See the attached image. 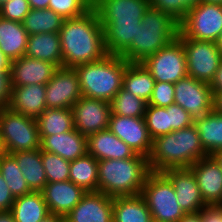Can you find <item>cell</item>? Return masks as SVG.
Returning <instances> with one entry per match:
<instances>
[{"label": "cell", "instance_id": "cell-1", "mask_svg": "<svg viewBox=\"0 0 222 222\" xmlns=\"http://www.w3.org/2000/svg\"><path fill=\"white\" fill-rule=\"evenodd\" d=\"M149 6L150 0H95L107 54L121 55L131 45Z\"/></svg>", "mask_w": 222, "mask_h": 222}, {"label": "cell", "instance_id": "cell-2", "mask_svg": "<svg viewBox=\"0 0 222 222\" xmlns=\"http://www.w3.org/2000/svg\"><path fill=\"white\" fill-rule=\"evenodd\" d=\"M59 36L63 67L75 68L107 55L104 30L93 8L80 17L65 19Z\"/></svg>", "mask_w": 222, "mask_h": 222}, {"label": "cell", "instance_id": "cell-3", "mask_svg": "<svg viewBox=\"0 0 222 222\" xmlns=\"http://www.w3.org/2000/svg\"><path fill=\"white\" fill-rule=\"evenodd\" d=\"M206 156L198 129L192 124L153 139L147 158L152 172H163L171 168H189Z\"/></svg>", "mask_w": 222, "mask_h": 222}, {"label": "cell", "instance_id": "cell-4", "mask_svg": "<svg viewBox=\"0 0 222 222\" xmlns=\"http://www.w3.org/2000/svg\"><path fill=\"white\" fill-rule=\"evenodd\" d=\"M151 172L148 158L140 154L128 159L99 160L98 191L111 197L140 195Z\"/></svg>", "mask_w": 222, "mask_h": 222}, {"label": "cell", "instance_id": "cell-5", "mask_svg": "<svg viewBox=\"0 0 222 222\" xmlns=\"http://www.w3.org/2000/svg\"><path fill=\"white\" fill-rule=\"evenodd\" d=\"M179 23L167 13L149 6L138 25L136 39L120 55L128 62H142L178 37Z\"/></svg>", "mask_w": 222, "mask_h": 222}, {"label": "cell", "instance_id": "cell-6", "mask_svg": "<svg viewBox=\"0 0 222 222\" xmlns=\"http://www.w3.org/2000/svg\"><path fill=\"white\" fill-rule=\"evenodd\" d=\"M127 65L122 56L107 54L100 60L76 66L82 96L110 103L122 88Z\"/></svg>", "mask_w": 222, "mask_h": 222}, {"label": "cell", "instance_id": "cell-7", "mask_svg": "<svg viewBox=\"0 0 222 222\" xmlns=\"http://www.w3.org/2000/svg\"><path fill=\"white\" fill-rule=\"evenodd\" d=\"M0 140L7 154L41 148L37 120L8 107L0 109Z\"/></svg>", "mask_w": 222, "mask_h": 222}, {"label": "cell", "instance_id": "cell-8", "mask_svg": "<svg viewBox=\"0 0 222 222\" xmlns=\"http://www.w3.org/2000/svg\"><path fill=\"white\" fill-rule=\"evenodd\" d=\"M141 195L157 222H178L185 212L177 203L175 189L162 172H151L146 178Z\"/></svg>", "mask_w": 222, "mask_h": 222}, {"label": "cell", "instance_id": "cell-9", "mask_svg": "<svg viewBox=\"0 0 222 222\" xmlns=\"http://www.w3.org/2000/svg\"><path fill=\"white\" fill-rule=\"evenodd\" d=\"M177 38L185 50L188 76L210 84L222 60L216 42L187 38L180 32Z\"/></svg>", "mask_w": 222, "mask_h": 222}, {"label": "cell", "instance_id": "cell-10", "mask_svg": "<svg viewBox=\"0 0 222 222\" xmlns=\"http://www.w3.org/2000/svg\"><path fill=\"white\" fill-rule=\"evenodd\" d=\"M222 31V5L201 2L188 11L179 23V32L187 38L216 42Z\"/></svg>", "mask_w": 222, "mask_h": 222}, {"label": "cell", "instance_id": "cell-11", "mask_svg": "<svg viewBox=\"0 0 222 222\" xmlns=\"http://www.w3.org/2000/svg\"><path fill=\"white\" fill-rule=\"evenodd\" d=\"M141 63L156 82L177 83L188 76L185 50L178 38Z\"/></svg>", "mask_w": 222, "mask_h": 222}, {"label": "cell", "instance_id": "cell-12", "mask_svg": "<svg viewBox=\"0 0 222 222\" xmlns=\"http://www.w3.org/2000/svg\"><path fill=\"white\" fill-rule=\"evenodd\" d=\"M175 104L195 121L213 110V94L208 83L186 76L174 83Z\"/></svg>", "mask_w": 222, "mask_h": 222}, {"label": "cell", "instance_id": "cell-13", "mask_svg": "<svg viewBox=\"0 0 222 222\" xmlns=\"http://www.w3.org/2000/svg\"><path fill=\"white\" fill-rule=\"evenodd\" d=\"M46 107L51 109L68 108L82 97L80 84L74 68L60 67L53 72L45 85Z\"/></svg>", "mask_w": 222, "mask_h": 222}, {"label": "cell", "instance_id": "cell-14", "mask_svg": "<svg viewBox=\"0 0 222 222\" xmlns=\"http://www.w3.org/2000/svg\"><path fill=\"white\" fill-rule=\"evenodd\" d=\"M74 127L88 137L108 129L111 106L109 102L82 96L71 108Z\"/></svg>", "mask_w": 222, "mask_h": 222}, {"label": "cell", "instance_id": "cell-15", "mask_svg": "<svg viewBox=\"0 0 222 222\" xmlns=\"http://www.w3.org/2000/svg\"><path fill=\"white\" fill-rule=\"evenodd\" d=\"M108 129L124 141L136 154L148 157L152 141L144 118L110 115Z\"/></svg>", "mask_w": 222, "mask_h": 222}, {"label": "cell", "instance_id": "cell-16", "mask_svg": "<svg viewBox=\"0 0 222 222\" xmlns=\"http://www.w3.org/2000/svg\"><path fill=\"white\" fill-rule=\"evenodd\" d=\"M64 220L65 222H113V197L100 191H88Z\"/></svg>", "mask_w": 222, "mask_h": 222}, {"label": "cell", "instance_id": "cell-17", "mask_svg": "<svg viewBox=\"0 0 222 222\" xmlns=\"http://www.w3.org/2000/svg\"><path fill=\"white\" fill-rule=\"evenodd\" d=\"M162 173L172 183L177 196V203L185 214L197 213L206 206L190 168H171Z\"/></svg>", "mask_w": 222, "mask_h": 222}, {"label": "cell", "instance_id": "cell-18", "mask_svg": "<svg viewBox=\"0 0 222 222\" xmlns=\"http://www.w3.org/2000/svg\"><path fill=\"white\" fill-rule=\"evenodd\" d=\"M197 181L206 205H222V169L212 155L199 159L189 167Z\"/></svg>", "mask_w": 222, "mask_h": 222}, {"label": "cell", "instance_id": "cell-19", "mask_svg": "<svg viewBox=\"0 0 222 222\" xmlns=\"http://www.w3.org/2000/svg\"><path fill=\"white\" fill-rule=\"evenodd\" d=\"M56 69L57 67L50 62L22 56L10 63L11 86L46 85Z\"/></svg>", "mask_w": 222, "mask_h": 222}, {"label": "cell", "instance_id": "cell-20", "mask_svg": "<svg viewBox=\"0 0 222 222\" xmlns=\"http://www.w3.org/2000/svg\"><path fill=\"white\" fill-rule=\"evenodd\" d=\"M49 212L65 217L82 199L86 191L71 182H47L41 191Z\"/></svg>", "mask_w": 222, "mask_h": 222}, {"label": "cell", "instance_id": "cell-21", "mask_svg": "<svg viewBox=\"0 0 222 222\" xmlns=\"http://www.w3.org/2000/svg\"><path fill=\"white\" fill-rule=\"evenodd\" d=\"M8 108L37 119L47 108L45 85L33 84L12 87Z\"/></svg>", "mask_w": 222, "mask_h": 222}, {"label": "cell", "instance_id": "cell-22", "mask_svg": "<svg viewBox=\"0 0 222 222\" xmlns=\"http://www.w3.org/2000/svg\"><path fill=\"white\" fill-rule=\"evenodd\" d=\"M87 153L96 160L128 159L136 153L109 129L96 132L87 137Z\"/></svg>", "mask_w": 222, "mask_h": 222}, {"label": "cell", "instance_id": "cell-23", "mask_svg": "<svg viewBox=\"0 0 222 222\" xmlns=\"http://www.w3.org/2000/svg\"><path fill=\"white\" fill-rule=\"evenodd\" d=\"M41 150L73 161L87 153V137L74 128L66 133L45 137L41 141Z\"/></svg>", "mask_w": 222, "mask_h": 222}, {"label": "cell", "instance_id": "cell-24", "mask_svg": "<svg viewBox=\"0 0 222 222\" xmlns=\"http://www.w3.org/2000/svg\"><path fill=\"white\" fill-rule=\"evenodd\" d=\"M25 56L63 67L59 32L29 35Z\"/></svg>", "mask_w": 222, "mask_h": 222}, {"label": "cell", "instance_id": "cell-25", "mask_svg": "<svg viewBox=\"0 0 222 222\" xmlns=\"http://www.w3.org/2000/svg\"><path fill=\"white\" fill-rule=\"evenodd\" d=\"M28 36L22 23L0 16V50L10 61L25 56Z\"/></svg>", "mask_w": 222, "mask_h": 222}, {"label": "cell", "instance_id": "cell-26", "mask_svg": "<svg viewBox=\"0 0 222 222\" xmlns=\"http://www.w3.org/2000/svg\"><path fill=\"white\" fill-rule=\"evenodd\" d=\"M31 191L41 192L47 183L46 173L41 160V148L11 154Z\"/></svg>", "mask_w": 222, "mask_h": 222}, {"label": "cell", "instance_id": "cell-27", "mask_svg": "<svg viewBox=\"0 0 222 222\" xmlns=\"http://www.w3.org/2000/svg\"><path fill=\"white\" fill-rule=\"evenodd\" d=\"M151 221V212L141 194L113 197V222Z\"/></svg>", "mask_w": 222, "mask_h": 222}, {"label": "cell", "instance_id": "cell-28", "mask_svg": "<svg viewBox=\"0 0 222 222\" xmlns=\"http://www.w3.org/2000/svg\"><path fill=\"white\" fill-rule=\"evenodd\" d=\"M155 82V79L141 62H128L123 76V89L148 103Z\"/></svg>", "mask_w": 222, "mask_h": 222}, {"label": "cell", "instance_id": "cell-29", "mask_svg": "<svg viewBox=\"0 0 222 222\" xmlns=\"http://www.w3.org/2000/svg\"><path fill=\"white\" fill-rule=\"evenodd\" d=\"M11 211L16 222H40L50 214L42 193L34 191L15 198Z\"/></svg>", "mask_w": 222, "mask_h": 222}, {"label": "cell", "instance_id": "cell-30", "mask_svg": "<svg viewBox=\"0 0 222 222\" xmlns=\"http://www.w3.org/2000/svg\"><path fill=\"white\" fill-rule=\"evenodd\" d=\"M36 120L41 141L47 136L66 133L75 128L72 109L68 108H46Z\"/></svg>", "mask_w": 222, "mask_h": 222}, {"label": "cell", "instance_id": "cell-31", "mask_svg": "<svg viewBox=\"0 0 222 222\" xmlns=\"http://www.w3.org/2000/svg\"><path fill=\"white\" fill-rule=\"evenodd\" d=\"M202 147L208 155L222 149V115L214 110L194 121Z\"/></svg>", "mask_w": 222, "mask_h": 222}, {"label": "cell", "instance_id": "cell-32", "mask_svg": "<svg viewBox=\"0 0 222 222\" xmlns=\"http://www.w3.org/2000/svg\"><path fill=\"white\" fill-rule=\"evenodd\" d=\"M69 180L86 192L98 191V160L86 153L71 161Z\"/></svg>", "mask_w": 222, "mask_h": 222}, {"label": "cell", "instance_id": "cell-33", "mask_svg": "<svg viewBox=\"0 0 222 222\" xmlns=\"http://www.w3.org/2000/svg\"><path fill=\"white\" fill-rule=\"evenodd\" d=\"M64 20L51 9H30L22 24L27 33L33 35L59 32Z\"/></svg>", "mask_w": 222, "mask_h": 222}, {"label": "cell", "instance_id": "cell-34", "mask_svg": "<svg viewBox=\"0 0 222 222\" xmlns=\"http://www.w3.org/2000/svg\"><path fill=\"white\" fill-rule=\"evenodd\" d=\"M0 174L3 176L14 198L31 193L15 158L11 154L0 156Z\"/></svg>", "mask_w": 222, "mask_h": 222}, {"label": "cell", "instance_id": "cell-35", "mask_svg": "<svg viewBox=\"0 0 222 222\" xmlns=\"http://www.w3.org/2000/svg\"><path fill=\"white\" fill-rule=\"evenodd\" d=\"M148 103L121 88L110 102L111 114L144 118Z\"/></svg>", "mask_w": 222, "mask_h": 222}, {"label": "cell", "instance_id": "cell-36", "mask_svg": "<svg viewBox=\"0 0 222 222\" xmlns=\"http://www.w3.org/2000/svg\"><path fill=\"white\" fill-rule=\"evenodd\" d=\"M41 160L46 173L47 182H64L69 180L71 161L61 156L41 150Z\"/></svg>", "mask_w": 222, "mask_h": 222}, {"label": "cell", "instance_id": "cell-37", "mask_svg": "<svg viewBox=\"0 0 222 222\" xmlns=\"http://www.w3.org/2000/svg\"><path fill=\"white\" fill-rule=\"evenodd\" d=\"M144 120L152 139L170 133V119L166 107L147 105Z\"/></svg>", "mask_w": 222, "mask_h": 222}, {"label": "cell", "instance_id": "cell-38", "mask_svg": "<svg viewBox=\"0 0 222 222\" xmlns=\"http://www.w3.org/2000/svg\"><path fill=\"white\" fill-rule=\"evenodd\" d=\"M201 2L202 0H150V6L167 13L180 23L188 11Z\"/></svg>", "mask_w": 222, "mask_h": 222}, {"label": "cell", "instance_id": "cell-39", "mask_svg": "<svg viewBox=\"0 0 222 222\" xmlns=\"http://www.w3.org/2000/svg\"><path fill=\"white\" fill-rule=\"evenodd\" d=\"M48 9L64 19L77 18L86 14L92 7L85 0H50Z\"/></svg>", "mask_w": 222, "mask_h": 222}, {"label": "cell", "instance_id": "cell-40", "mask_svg": "<svg viewBox=\"0 0 222 222\" xmlns=\"http://www.w3.org/2000/svg\"><path fill=\"white\" fill-rule=\"evenodd\" d=\"M174 96V83L155 82L153 93L148 105H154L157 107L170 106L175 104Z\"/></svg>", "mask_w": 222, "mask_h": 222}, {"label": "cell", "instance_id": "cell-41", "mask_svg": "<svg viewBox=\"0 0 222 222\" xmlns=\"http://www.w3.org/2000/svg\"><path fill=\"white\" fill-rule=\"evenodd\" d=\"M29 11L28 0H8L0 8V16L7 20L22 23Z\"/></svg>", "mask_w": 222, "mask_h": 222}, {"label": "cell", "instance_id": "cell-42", "mask_svg": "<svg viewBox=\"0 0 222 222\" xmlns=\"http://www.w3.org/2000/svg\"><path fill=\"white\" fill-rule=\"evenodd\" d=\"M166 108L170 119V133L194 124V120L190 117L189 113L180 105L172 104Z\"/></svg>", "mask_w": 222, "mask_h": 222}, {"label": "cell", "instance_id": "cell-43", "mask_svg": "<svg viewBox=\"0 0 222 222\" xmlns=\"http://www.w3.org/2000/svg\"><path fill=\"white\" fill-rule=\"evenodd\" d=\"M11 89L10 72H0V109L8 107Z\"/></svg>", "mask_w": 222, "mask_h": 222}, {"label": "cell", "instance_id": "cell-44", "mask_svg": "<svg viewBox=\"0 0 222 222\" xmlns=\"http://www.w3.org/2000/svg\"><path fill=\"white\" fill-rule=\"evenodd\" d=\"M199 212L201 222H222V205H206Z\"/></svg>", "mask_w": 222, "mask_h": 222}, {"label": "cell", "instance_id": "cell-45", "mask_svg": "<svg viewBox=\"0 0 222 222\" xmlns=\"http://www.w3.org/2000/svg\"><path fill=\"white\" fill-rule=\"evenodd\" d=\"M15 198L0 174V211L11 210Z\"/></svg>", "mask_w": 222, "mask_h": 222}, {"label": "cell", "instance_id": "cell-46", "mask_svg": "<svg viewBox=\"0 0 222 222\" xmlns=\"http://www.w3.org/2000/svg\"><path fill=\"white\" fill-rule=\"evenodd\" d=\"M210 88L212 94L222 92V60L214 75L213 80L210 82Z\"/></svg>", "mask_w": 222, "mask_h": 222}, {"label": "cell", "instance_id": "cell-47", "mask_svg": "<svg viewBox=\"0 0 222 222\" xmlns=\"http://www.w3.org/2000/svg\"><path fill=\"white\" fill-rule=\"evenodd\" d=\"M213 110L222 115V92L213 94Z\"/></svg>", "mask_w": 222, "mask_h": 222}, {"label": "cell", "instance_id": "cell-48", "mask_svg": "<svg viewBox=\"0 0 222 222\" xmlns=\"http://www.w3.org/2000/svg\"><path fill=\"white\" fill-rule=\"evenodd\" d=\"M50 0H28L30 9H48Z\"/></svg>", "mask_w": 222, "mask_h": 222}, {"label": "cell", "instance_id": "cell-49", "mask_svg": "<svg viewBox=\"0 0 222 222\" xmlns=\"http://www.w3.org/2000/svg\"><path fill=\"white\" fill-rule=\"evenodd\" d=\"M11 61L0 50V72H10Z\"/></svg>", "mask_w": 222, "mask_h": 222}, {"label": "cell", "instance_id": "cell-50", "mask_svg": "<svg viewBox=\"0 0 222 222\" xmlns=\"http://www.w3.org/2000/svg\"><path fill=\"white\" fill-rule=\"evenodd\" d=\"M178 222H201L200 212L185 214Z\"/></svg>", "mask_w": 222, "mask_h": 222}, {"label": "cell", "instance_id": "cell-51", "mask_svg": "<svg viewBox=\"0 0 222 222\" xmlns=\"http://www.w3.org/2000/svg\"><path fill=\"white\" fill-rule=\"evenodd\" d=\"M0 222H16L11 210L0 211Z\"/></svg>", "mask_w": 222, "mask_h": 222}, {"label": "cell", "instance_id": "cell-52", "mask_svg": "<svg viewBox=\"0 0 222 222\" xmlns=\"http://www.w3.org/2000/svg\"><path fill=\"white\" fill-rule=\"evenodd\" d=\"M40 222H65V220L63 216L50 213L45 218H43Z\"/></svg>", "mask_w": 222, "mask_h": 222}, {"label": "cell", "instance_id": "cell-53", "mask_svg": "<svg viewBox=\"0 0 222 222\" xmlns=\"http://www.w3.org/2000/svg\"><path fill=\"white\" fill-rule=\"evenodd\" d=\"M212 156L216 159L222 169V149H219L218 151L213 153Z\"/></svg>", "mask_w": 222, "mask_h": 222}, {"label": "cell", "instance_id": "cell-54", "mask_svg": "<svg viewBox=\"0 0 222 222\" xmlns=\"http://www.w3.org/2000/svg\"><path fill=\"white\" fill-rule=\"evenodd\" d=\"M216 46H217L218 50L220 51V54L222 55V31H221L218 39L216 40Z\"/></svg>", "mask_w": 222, "mask_h": 222}, {"label": "cell", "instance_id": "cell-55", "mask_svg": "<svg viewBox=\"0 0 222 222\" xmlns=\"http://www.w3.org/2000/svg\"><path fill=\"white\" fill-rule=\"evenodd\" d=\"M202 2L222 5V0H202Z\"/></svg>", "mask_w": 222, "mask_h": 222}, {"label": "cell", "instance_id": "cell-56", "mask_svg": "<svg viewBox=\"0 0 222 222\" xmlns=\"http://www.w3.org/2000/svg\"><path fill=\"white\" fill-rule=\"evenodd\" d=\"M85 1L93 8L95 0H85Z\"/></svg>", "mask_w": 222, "mask_h": 222}, {"label": "cell", "instance_id": "cell-57", "mask_svg": "<svg viewBox=\"0 0 222 222\" xmlns=\"http://www.w3.org/2000/svg\"><path fill=\"white\" fill-rule=\"evenodd\" d=\"M4 153V150H3V147H2V143H1V140H0V156Z\"/></svg>", "mask_w": 222, "mask_h": 222}, {"label": "cell", "instance_id": "cell-58", "mask_svg": "<svg viewBox=\"0 0 222 222\" xmlns=\"http://www.w3.org/2000/svg\"><path fill=\"white\" fill-rule=\"evenodd\" d=\"M5 0H0V8L3 6Z\"/></svg>", "mask_w": 222, "mask_h": 222}]
</instances>
